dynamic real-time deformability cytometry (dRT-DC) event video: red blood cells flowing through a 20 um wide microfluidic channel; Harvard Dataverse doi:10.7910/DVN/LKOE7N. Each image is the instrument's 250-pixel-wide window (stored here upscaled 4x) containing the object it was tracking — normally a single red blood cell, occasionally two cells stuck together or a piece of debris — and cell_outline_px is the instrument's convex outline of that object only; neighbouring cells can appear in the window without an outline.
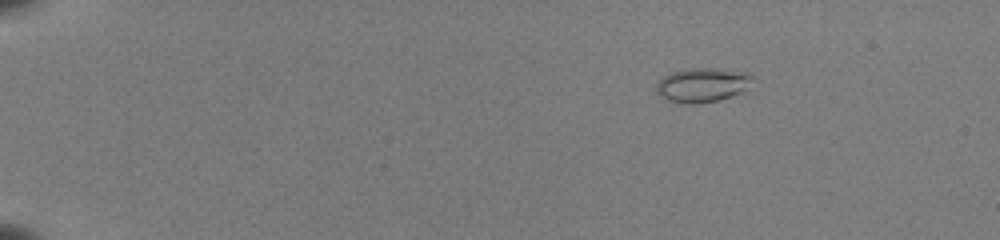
{"species": "common noctule bat (a hibernating species)", "species_latin": "Nyctalus noctula", "temperature_condition": "room temperature", "stored_images_in_passage": 46, "camera_frame_rate_fps": 3000, "um_per_image_px": 0.085, "animal": {"sex": "female", "body_mass_g": 22.0, "forearm_length_mm": 56.7}, "frame": {"image": 1, "passage_image": 1, "time_ms": 0.0, "image_size_px": [1000, 240], "cell_outline_px": [[752, 76], [748, 92], [720, 100], [692, 104], [688, 104], [668, 100], [656, 92], [656, 84], [664, 76], [672, 72], [688, 68], [712, 68], [748, 72]], "centroid_in_image_um": [59.76, 7.23], "position_along_channel_um": 25.2, "area_um2": 19.42}}
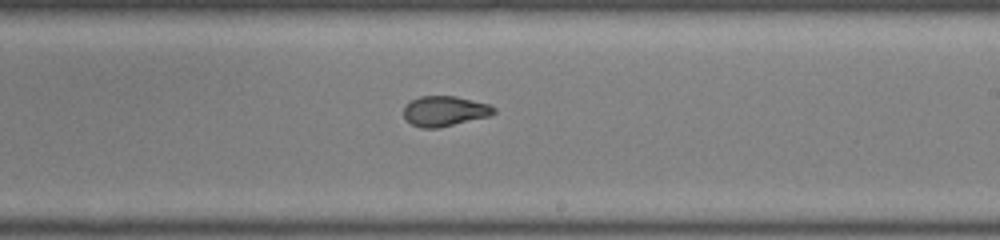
{"frame": {"image": 2, "passage_image": 27, "time_ms": 8.667, "image_size_px": [1000, 240], "cell_outline_px": [[496, 112], [488, 116], [440, 128], [420, 128], [412, 124], [404, 116], [404, 108], [412, 100], [420, 96], [456, 96], [488, 104], [496, 108]], "centroid_in_image_um": [37.81, 9.45], "position_along_channel_um": 251.2, "area_um2": 15.72}}
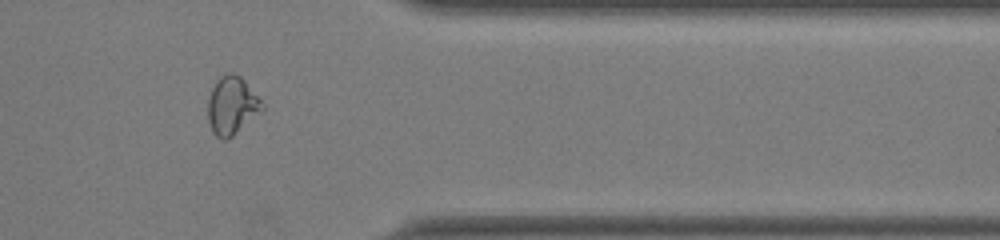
{"frame": {"image": 3, "passage_image": 38, "time_ms": 12.333, "image_size_px": [1000, 240], "cell_outline_px": [[264, 108], [228, 140], [224, 140], [216, 136], [212, 132], [208, 120], [208, 100], [212, 88], [216, 80], [224, 72], [232, 72], [240, 76], [244, 80], [264, 104]], "centroid_in_image_um": [19.68, 8.96], "position_along_channel_um": 391.7, "area_um2": 18.26}, "authors_computed_cell_mechanics": {"area_um2": 16.5308, "velocity_mm_per_s": 3.9965, "shape_relaxation_time_tau1_ms": 5.2183, "shape_relaxation_time_tau2_ms": 1.3225, "deformation_change_tau1": 0.201, "deformation_change_tau2": 0.0649}}